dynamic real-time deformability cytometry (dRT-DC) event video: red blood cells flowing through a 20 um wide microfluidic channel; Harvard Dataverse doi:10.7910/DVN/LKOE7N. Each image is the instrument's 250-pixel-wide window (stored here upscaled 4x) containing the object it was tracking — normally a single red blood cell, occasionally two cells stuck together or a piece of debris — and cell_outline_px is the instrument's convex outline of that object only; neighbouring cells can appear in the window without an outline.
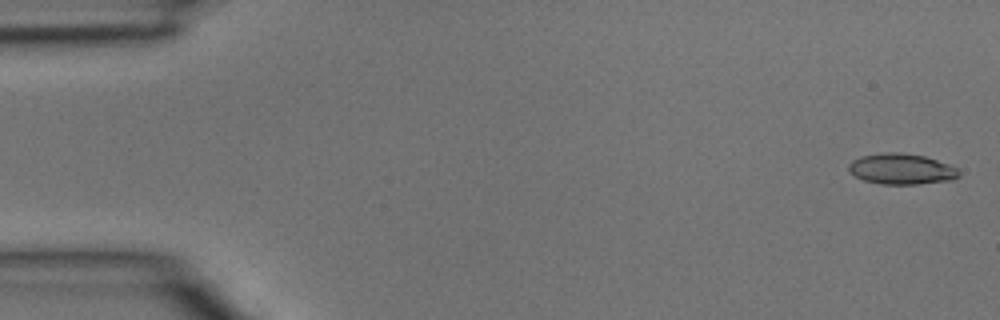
{"species": "common noctule bat (a hibernating species)", "species_latin": "Nyctalus noctula", "temperature_condition": "room temperature", "stored_images_in_passage": 3, "camera_frame_rate_fps": 3000, "um_per_image_px": 0.085, "animal": {"sex": "male", "body_mass_g": 15.6}, "frame": {"image": 1, "passage_image": 1, "time_ms": 0.0, "image_size_px": [1000, 320], "cell_outline_px": [[960, 176], [952, 180], [916, 184], [880, 184], [864, 180], [856, 176], [848, 168], [848, 164], [852, 160], [860, 156], [884, 152], [900, 152], [924, 156], [948, 164], [956, 168], [960, 172]], "centroid_in_image_um": [76.62, 14.36], "position_along_channel_um": 8.4, "area_um2": 19.71}}